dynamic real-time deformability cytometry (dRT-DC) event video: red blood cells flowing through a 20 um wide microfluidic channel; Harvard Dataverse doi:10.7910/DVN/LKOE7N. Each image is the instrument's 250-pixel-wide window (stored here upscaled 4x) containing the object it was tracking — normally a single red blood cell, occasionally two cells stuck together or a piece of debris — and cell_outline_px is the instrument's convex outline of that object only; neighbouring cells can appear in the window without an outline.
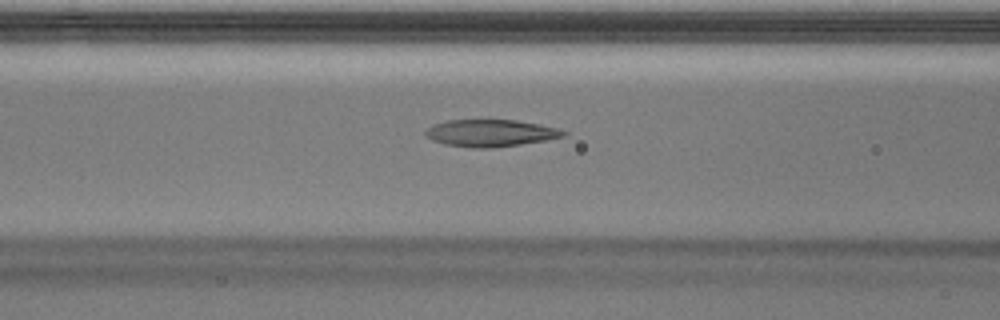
{"species": "Egyptian fruit bat (a non-hibernating species)", "species_latin": "Rousettus aegyptiacus", "temperature_condition": "warm", "stored_images_in_passage": 31, "camera_frame_rate_fps": 3000, "um_per_image_px": 0.085, "animal": {"sex": "male"}, "frame": {"image": 1, "passage_image": 10, "time_ms": 3.0, "image_size_px": [1000, 320], "cell_outline_px": [[568, 132], [564, 136], [544, 140], [520, 144], [492, 148], [472, 148], [444, 144], [432, 140], [424, 136], [424, 132], [432, 124], [448, 120], [516, 120], [540, 124], [560, 128]], "centroid_in_image_um": [41.67, 11.31], "position_along_channel_um": 124.9, "area_um2": 21.85}}
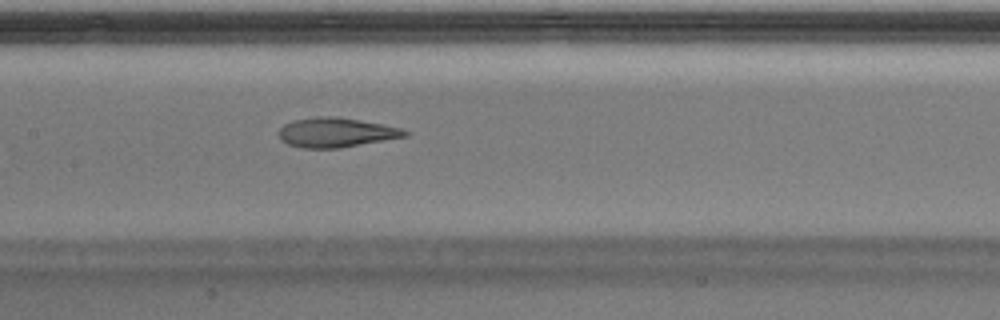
{"frame": {"image": 2, "passage_image": 14, "time_ms": 4.333, "image_size_px": [1000, 320], "cell_outline_px": [[412, 132], [408, 136], [340, 148], [304, 148], [288, 144], [280, 140], [276, 132], [284, 124], [296, 120], [316, 116], [336, 116], [360, 120], [400, 128]], "centroid_in_image_um": [28.55, 11.26], "position_along_channel_um": 178.9, "area_um2": 21.79}}
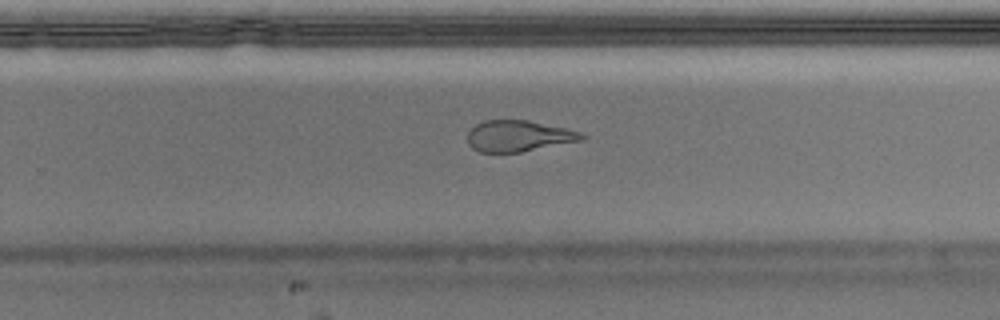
{"frame": {"image": 3, "passage_image": 22, "time_ms": 7.0, "image_size_px": [1000, 320], "cell_outline_px": [[588, 136], [584, 140], [520, 152], [480, 152], [472, 148], [468, 144], [468, 132], [476, 124], [484, 120], [528, 120], [564, 128], [580, 132]], "centroid_in_image_um": [44.09, 11.56], "position_along_channel_um": 285.7, "area_um2": 20.69}}